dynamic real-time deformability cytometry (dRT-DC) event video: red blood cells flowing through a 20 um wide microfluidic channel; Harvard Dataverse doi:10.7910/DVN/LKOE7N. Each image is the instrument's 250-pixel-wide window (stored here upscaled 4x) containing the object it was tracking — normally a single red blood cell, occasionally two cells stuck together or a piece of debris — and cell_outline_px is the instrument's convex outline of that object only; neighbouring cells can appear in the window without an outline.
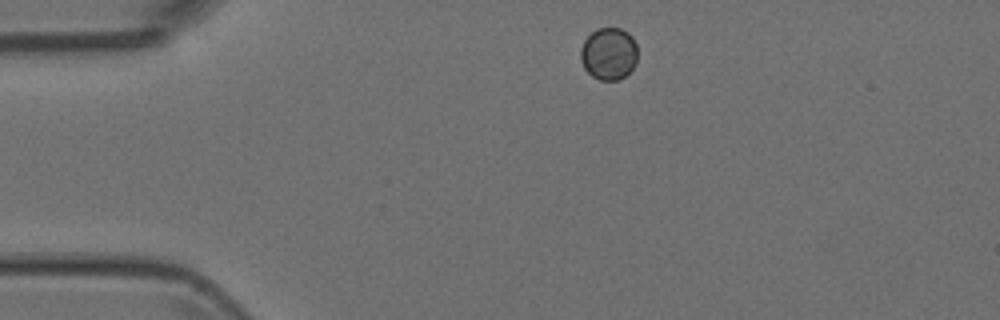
{"species": "Egyptian fruit bat (a non-hibernating species)", "species_latin": "Rousettus aegyptiacus", "temperature_condition": "room temperature", "stored_images_in_passage": 8, "camera_frame_rate_fps": 3000, "um_per_image_px": 0.085, "animal": {"sex": "female"}, "frame": {"image": 1, "passage_image": 1, "time_ms": 0.0, "image_size_px": [1000, 320], "cell_outline_px": [[636, 64], [624, 76], [616, 80], [600, 80], [592, 76], [584, 68], [580, 60], [580, 48], [584, 40], [596, 28], [620, 28], [628, 32], [632, 36], [636, 44]], "centroid_in_image_um": [51.72, 4.55], "position_along_channel_um": 33.3, "area_um2": 17.4}}
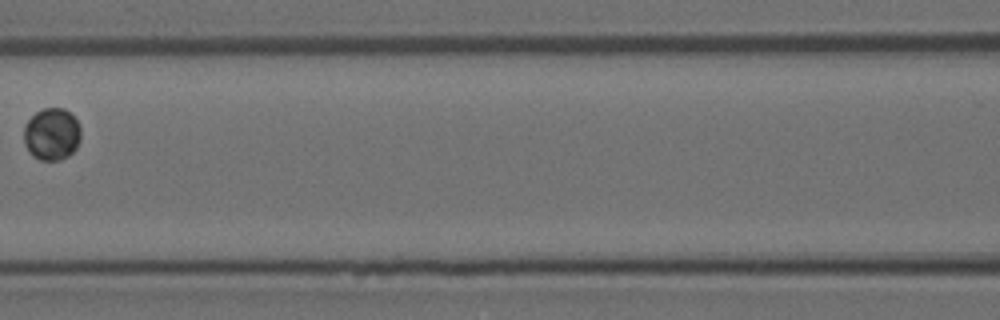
{"frame": {"image": 2, "passage_image": 5, "time_ms": 1.333, "image_size_px": [1000, 320], "cell_outline_px": [[80, 140], [76, 148], [68, 156], [60, 160], [40, 160], [32, 156], [24, 144], [24, 124], [36, 112], [44, 108], [64, 108], [76, 120], [80, 128]], "centroid_in_image_um": [4.38, 11.41], "position_along_channel_um": 162.2, "area_um2": 17.34}}
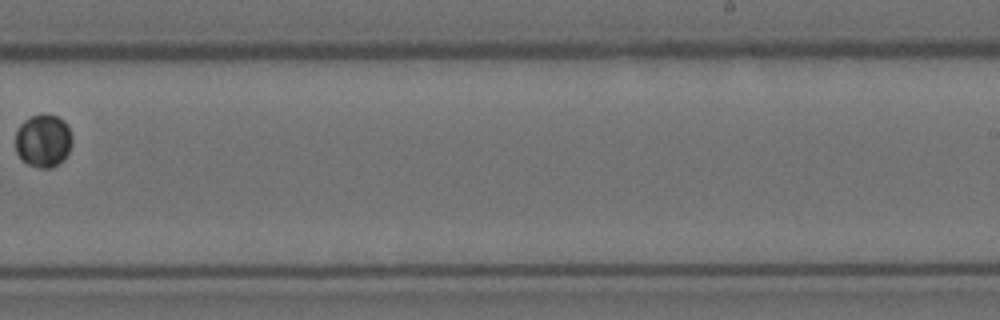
{"frame": {"image": 3, "passage_image": 8, "time_ms": 2.333, "image_size_px": [1000, 320], "cell_outline_px": [[72, 144], [64, 160], [52, 168], [40, 168], [28, 164], [16, 152], [16, 132], [20, 124], [24, 120], [32, 116], [56, 116], [64, 120], [68, 124], [72, 136]], "centroid_in_image_um": [3.7, 11.98], "position_along_channel_um": 285.3, "area_um2": 17.4}}